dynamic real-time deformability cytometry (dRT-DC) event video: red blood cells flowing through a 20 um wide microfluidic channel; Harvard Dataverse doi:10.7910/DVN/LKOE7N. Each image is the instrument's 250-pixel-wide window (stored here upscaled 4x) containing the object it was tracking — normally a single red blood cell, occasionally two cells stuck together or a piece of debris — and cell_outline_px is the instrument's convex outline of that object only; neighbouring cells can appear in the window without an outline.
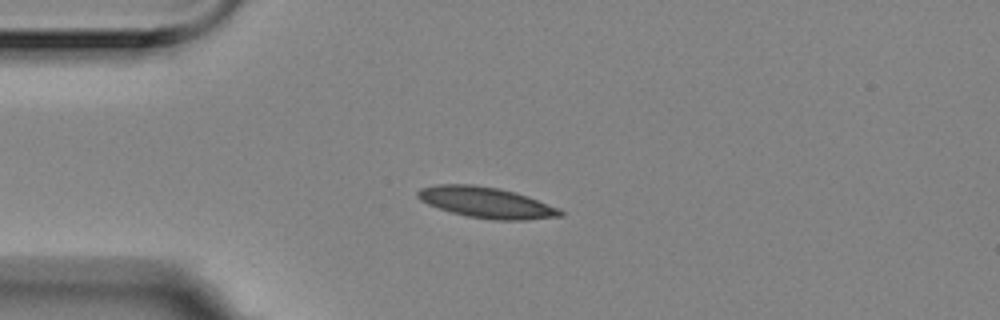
{"species": "Egyptian fruit bat (a non-hibernating species)", "species_latin": "Rousettus aegyptiacus", "temperature_condition": "room temperature", "stored_images_in_passage": 4, "camera_frame_rate_fps": 3000, "um_per_image_px": 0.085, "animal": {"sex": "female"}, "frame": {"image": 1, "passage_image": 3, "time_ms": 0.667, "image_size_px": [1000, 320], "cell_outline_px": [[564, 216], [524, 220], [496, 220], [468, 216], [452, 212], [428, 204], [420, 200], [416, 196], [416, 192], [420, 188], [436, 184], [472, 184], [500, 188], [516, 192], [528, 196], [560, 208], [564, 212]], "centroid_in_image_um": [41.36, 17.2], "position_along_channel_um": 43.6, "area_um2": 25.78}}